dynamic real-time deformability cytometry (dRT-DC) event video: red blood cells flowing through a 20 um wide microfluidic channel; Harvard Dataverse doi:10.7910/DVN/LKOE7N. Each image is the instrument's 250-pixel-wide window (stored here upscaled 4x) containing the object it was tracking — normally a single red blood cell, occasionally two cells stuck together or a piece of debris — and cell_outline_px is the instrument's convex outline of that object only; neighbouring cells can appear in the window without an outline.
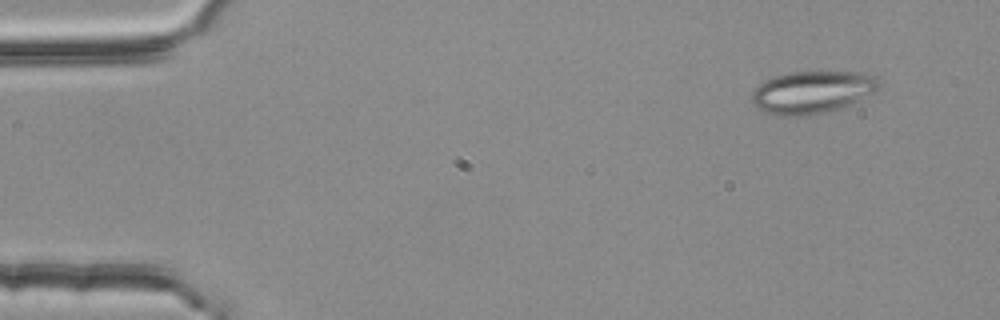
{"species": "common noctule bat (a hibernating species)", "species_latin": "Nyctalus noctula", "temperature_condition": "room temperature", "stored_images_in_passage": 3, "segment_of_instrument_passage": [2, 2], "camera_frame_rate_fps": 3000, "um_per_image_px": 0.085, "animal": {"sex": "female", "body_mass_g": 25.1}, "frame": {"image": 1, "passage_image": 3, "time_ms": 0.667, "image_size_px": [1000, 320], "cell_outline_px": [[880, 88], [876, 92], [848, 104], [812, 116], [772, 116], [764, 112], [752, 104], [752, 92], [764, 80], [776, 76], [792, 72], [864, 72], [876, 76], [880, 80]], "centroid_in_image_um": [69.03, 7.84], "position_along_channel_um": 16.0, "area_um2": 31.62}}